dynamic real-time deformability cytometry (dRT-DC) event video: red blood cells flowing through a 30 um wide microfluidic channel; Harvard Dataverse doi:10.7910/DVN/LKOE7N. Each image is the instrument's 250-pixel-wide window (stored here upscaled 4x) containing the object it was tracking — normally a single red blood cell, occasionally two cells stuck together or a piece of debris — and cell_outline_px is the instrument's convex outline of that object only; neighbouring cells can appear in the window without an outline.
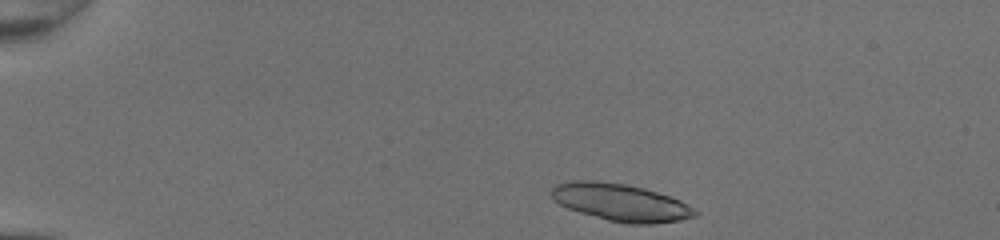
{"species": "common noctule bat (a hibernating species)", "species_latin": "Nyctalus noctula", "temperature_condition": "room temperature", "stored_images_in_passage": 40, "camera_frame_rate_fps": 3000, "um_per_image_px": 0.085, "animal": {"sex": "female", "body_mass_g": 20.0, "forearm_length_mm": 54.0}, "frame": {"image": 1, "passage_image": 1, "time_ms": 0.0, "image_size_px": [1000, 240], "cell_outline_px": [[700, 212], [696, 216], [680, 220], [652, 224], [628, 224], [608, 220], [580, 212], [568, 208], [552, 200], [548, 192], [556, 184], [572, 180], [596, 180], [628, 184], [644, 188], [680, 200], [688, 204]], "centroid_in_image_um": [52.74, 17.19], "position_along_channel_um": 32.3, "area_um2": 31.5}}
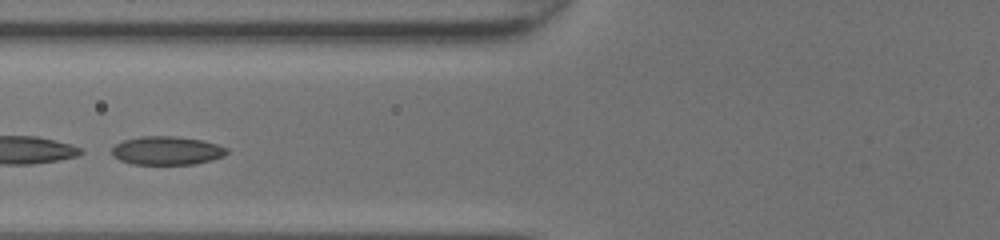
{"frame": {"image": 2, "passage_image": 13, "time_ms": 4.0, "image_size_px": [1000, 240], "cell_outline_px": [[228, 152], [224, 156], [212, 160], [192, 164], [132, 164], [120, 160], [112, 156], [112, 148], [116, 144], [124, 140], [140, 136], [172, 136], [204, 140], [228, 148]], "centroid_in_image_um": [14.19, 12.8], "position_along_channel_um": 111.6, "area_um2": 19.13}}
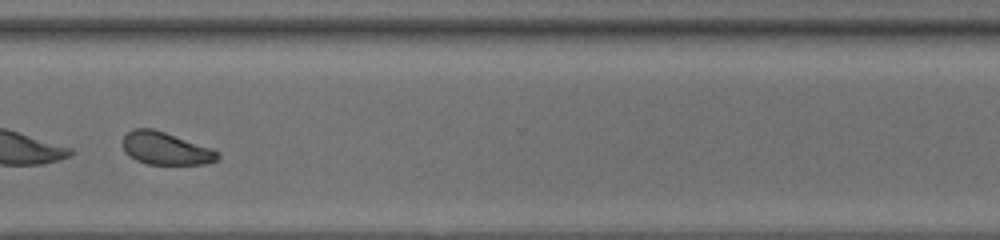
{"frame": {"image": 3, "passage_image": 30, "time_ms": 9.667, "image_size_px": [1000, 240], "cell_outline_px": [[220, 156], [216, 160], [204, 164], [148, 164], [136, 160], [128, 156], [124, 152], [120, 144], [120, 140], [132, 128], [152, 128], [212, 148], [220, 152]], "centroid_in_image_um": [14.02, 12.61], "position_along_channel_um": 356.6, "area_um2": 18.26}, "authors_computed_cell_mechanics": {"area_um2": 19.363, "velocity_mm_per_s": 4.3197, "shape_relaxation_time_tau1_ms": 4.6031, "shape_relaxation_time_tau2_ms": 3.3095, "deformation_change_tau1": 0.1326, "deformation_change_tau2": 0.0697}}